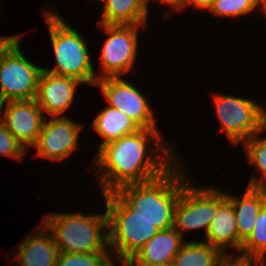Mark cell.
<instances>
[{
    "instance_id": "obj_1",
    "label": "cell",
    "mask_w": 266,
    "mask_h": 266,
    "mask_svg": "<svg viewBox=\"0 0 266 266\" xmlns=\"http://www.w3.org/2000/svg\"><path fill=\"white\" fill-rule=\"evenodd\" d=\"M159 134L157 129H140L99 148L96 165L101 170L98 179L103 194L115 192L124 185L152 181L173 166L176 155L171 152L172 149L169 150L170 147L161 145ZM151 140H156V147L164 152V160L161 161V157L154 158L152 149L149 153L146 151V144Z\"/></svg>"
},
{
    "instance_id": "obj_2",
    "label": "cell",
    "mask_w": 266,
    "mask_h": 266,
    "mask_svg": "<svg viewBox=\"0 0 266 266\" xmlns=\"http://www.w3.org/2000/svg\"><path fill=\"white\" fill-rule=\"evenodd\" d=\"M178 163L162 176L146 182L119 187L115 193L137 215L152 222L159 230L172 228L174 211L182 188L185 171H179ZM174 169V170H173Z\"/></svg>"
},
{
    "instance_id": "obj_3",
    "label": "cell",
    "mask_w": 266,
    "mask_h": 266,
    "mask_svg": "<svg viewBox=\"0 0 266 266\" xmlns=\"http://www.w3.org/2000/svg\"><path fill=\"white\" fill-rule=\"evenodd\" d=\"M44 219L43 223L52 232L59 252L109 253L106 249L109 245L106 212L104 215L55 213Z\"/></svg>"
},
{
    "instance_id": "obj_4",
    "label": "cell",
    "mask_w": 266,
    "mask_h": 266,
    "mask_svg": "<svg viewBox=\"0 0 266 266\" xmlns=\"http://www.w3.org/2000/svg\"><path fill=\"white\" fill-rule=\"evenodd\" d=\"M108 215L109 247L120 265L128 262L159 229L140 217L115 192L103 194Z\"/></svg>"
},
{
    "instance_id": "obj_5",
    "label": "cell",
    "mask_w": 266,
    "mask_h": 266,
    "mask_svg": "<svg viewBox=\"0 0 266 266\" xmlns=\"http://www.w3.org/2000/svg\"><path fill=\"white\" fill-rule=\"evenodd\" d=\"M48 22V30L56 58V66L43 70L62 76L73 77L83 84H94L97 75L94 73L86 41L60 18L58 13L43 15Z\"/></svg>"
},
{
    "instance_id": "obj_6",
    "label": "cell",
    "mask_w": 266,
    "mask_h": 266,
    "mask_svg": "<svg viewBox=\"0 0 266 266\" xmlns=\"http://www.w3.org/2000/svg\"><path fill=\"white\" fill-rule=\"evenodd\" d=\"M218 120L232 143L246 141L266 126V111L252 100L213 95Z\"/></svg>"
},
{
    "instance_id": "obj_7",
    "label": "cell",
    "mask_w": 266,
    "mask_h": 266,
    "mask_svg": "<svg viewBox=\"0 0 266 266\" xmlns=\"http://www.w3.org/2000/svg\"><path fill=\"white\" fill-rule=\"evenodd\" d=\"M42 72L26 59L18 42L0 60V114L6 101L35 99Z\"/></svg>"
},
{
    "instance_id": "obj_8",
    "label": "cell",
    "mask_w": 266,
    "mask_h": 266,
    "mask_svg": "<svg viewBox=\"0 0 266 266\" xmlns=\"http://www.w3.org/2000/svg\"><path fill=\"white\" fill-rule=\"evenodd\" d=\"M109 34L101 51L103 74L97 80L120 77L130 71L137 54L138 28L141 25L99 24Z\"/></svg>"
},
{
    "instance_id": "obj_9",
    "label": "cell",
    "mask_w": 266,
    "mask_h": 266,
    "mask_svg": "<svg viewBox=\"0 0 266 266\" xmlns=\"http://www.w3.org/2000/svg\"><path fill=\"white\" fill-rule=\"evenodd\" d=\"M218 209V190L212 188H191L185 185L180 193L174 211L173 228L183 237L185 230L205 227L207 233Z\"/></svg>"
},
{
    "instance_id": "obj_10",
    "label": "cell",
    "mask_w": 266,
    "mask_h": 266,
    "mask_svg": "<svg viewBox=\"0 0 266 266\" xmlns=\"http://www.w3.org/2000/svg\"><path fill=\"white\" fill-rule=\"evenodd\" d=\"M109 106L129 116L141 129H157L156 119L144 95L132 84L120 77L97 80Z\"/></svg>"
},
{
    "instance_id": "obj_11",
    "label": "cell",
    "mask_w": 266,
    "mask_h": 266,
    "mask_svg": "<svg viewBox=\"0 0 266 266\" xmlns=\"http://www.w3.org/2000/svg\"><path fill=\"white\" fill-rule=\"evenodd\" d=\"M52 118L43 122L38 140L33 147L38 150L36 156L60 161L70 156L77 147L82 126L66 116Z\"/></svg>"
},
{
    "instance_id": "obj_12",
    "label": "cell",
    "mask_w": 266,
    "mask_h": 266,
    "mask_svg": "<svg viewBox=\"0 0 266 266\" xmlns=\"http://www.w3.org/2000/svg\"><path fill=\"white\" fill-rule=\"evenodd\" d=\"M3 115L0 120L25 149L36 144L46 116L35 99L7 101Z\"/></svg>"
},
{
    "instance_id": "obj_13",
    "label": "cell",
    "mask_w": 266,
    "mask_h": 266,
    "mask_svg": "<svg viewBox=\"0 0 266 266\" xmlns=\"http://www.w3.org/2000/svg\"><path fill=\"white\" fill-rule=\"evenodd\" d=\"M80 83L82 82L73 77L43 70L35 101L43 112H47L51 117L62 116V113L74 102L76 87Z\"/></svg>"
},
{
    "instance_id": "obj_14",
    "label": "cell",
    "mask_w": 266,
    "mask_h": 266,
    "mask_svg": "<svg viewBox=\"0 0 266 266\" xmlns=\"http://www.w3.org/2000/svg\"><path fill=\"white\" fill-rule=\"evenodd\" d=\"M183 244L182 236L173 227L159 230L123 266H172Z\"/></svg>"
},
{
    "instance_id": "obj_15",
    "label": "cell",
    "mask_w": 266,
    "mask_h": 266,
    "mask_svg": "<svg viewBox=\"0 0 266 266\" xmlns=\"http://www.w3.org/2000/svg\"><path fill=\"white\" fill-rule=\"evenodd\" d=\"M206 234L207 244L218 248L223 253L226 246L238 250V230L232 202L226 192L218 189V209Z\"/></svg>"
},
{
    "instance_id": "obj_16",
    "label": "cell",
    "mask_w": 266,
    "mask_h": 266,
    "mask_svg": "<svg viewBox=\"0 0 266 266\" xmlns=\"http://www.w3.org/2000/svg\"><path fill=\"white\" fill-rule=\"evenodd\" d=\"M44 227L46 230L40 229L38 236L32 233L34 237L27 236L25 241L17 246L18 266H56L60 252L52 232L45 225Z\"/></svg>"
},
{
    "instance_id": "obj_17",
    "label": "cell",
    "mask_w": 266,
    "mask_h": 266,
    "mask_svg": "<svg viewBox=\"0 0 266 266\" xmlns=\"http://www.w3.org/2000/svg\"><path fill=\"white\" fill-rule=\"evenodd\" d=\"M227 198L232 202L238 230V252L242 243L248 238L256 223L261 208L266 204V192L263 188L247 187L241 199Z\"/></svg>"
},
{
    "instance_id": "obj_18",
    "label": "cell",
    "mask_w": 266,
    "mask_h": 266,
    "mask_svg": "<svg viewBox=\"0 0 266 266\" xmlns=\"http://www.w3.org/2000/svg\"><path fill=\"white\" fill-rule=\"evenodd\" d=\"M104 11L98 24L145 25L148 4L145 0H104Z\"/></svg>"
},
{
    "instance_id": "obj_19",
    "label": "cell",
    "mask_w": 266,
    "mask_h": 266,
    "mask_svg": "<svg viewBox=\"0 0 266 266\" xmlns=\"http://www.w3.org/2000/svg\"><path fill=\"white\" fill-rule=\"evenodd\" d=\"M93 127L104 138L100 147L110 141L137 132L141 128L122 111L110 106L104 108L94 119Z\"/></svg>"
},
{
    "instance_id": "obj_20",
    "label": "cell",
    "mask_w": 266,
    "mask_h": 266,
    "mask_svg": "<svg viewBox=\"0 0 266 266\" xmlns=\"http://www.w3.org/2000/svg\"><path fill=\"white\" fill-rule=\"evenodd\" d=\"M231 255L205 242L184 243L173 259L172 266H222Z\"/></svg>"
},
{
    "instance_id": "obj_21",
    "label": "cell",
    "mask_w": 266,
    "mask_h": 266,
    "mask_svg": "<svg viewBox=\"0 0 266 266\" xmlns=\"http://www.w3.org/2000/svg\"><path fill=\"white\" fill-rule=\"evenodd\" d=\"M237 258L262 260L266 253V204L257 215L256 223L248 238L242 243Z\"/></svg>"
},
{
    "instance_id": "obj_22",
    "label": "cell",
    "mask_w": 266,
    "mask_h": 266,
    "mask_svg": "<svg viewBox=\"0 0 266 266\" xmlns=\"http://www.w3.org/2000/svg\"><path fill=\"white\" fill-rule=\"evenodd\" d=\"M266 129V126L249 139L244 141V147L247 151L249 162L256 164L258 171H262L261 179L258 181L255 176L251 179L248 187L263 188L266 186V137L259 138V133Z\"/></svg>"
},
{
    "instance_id": "obj_23",
    "label": "cell",
    "mask_w": 266,
    "mask_h": 266,
    "mask_svg": "<svg viewBox=\"0 0 266 266\" xmlns=\"http://www.w3.org/2000/svg\"><path fill=\"white\" fill-rule=\"evenodd\" d=\"M109 254L60 252L56 266H114Z\"/></svg>"
},
{
    "instance_id": "obj_24",
    "label": "cell",
    "mask_w": 266,
    "mask_h": 266,
    "mask_svg": "<svg viewBox=\"0 0 266 266\" xmlns=\"http://www.w3.org/2000/svg\"><path fill=\"white\" fill-rule=\"evenodd\" d=\"M260 0H216L209 11L216 16L238 17L252 12Z\"/></svg>"
},
{
    "instance_id": "obj_25",
    "label": "cell",
    "mask_w": 266,
    "mask_h": 266,
    "mask_svg": "<svg viewBox=\"0 0 266 266\" xmlns=\"http://www.w3.org/2000/svg\"><path fill=\"white\" fill-rule=\"evenodd\" d=\"M25 152H27L26 149L0 120V154L20 160Z\"/></svg>"
},
{
    "instance_id": "obj_26",
    "label": "cell",
    "mask_w": 266,
    "mask_h": 266,
    "mask_svg": "<svg viewBox=\"0 0 266 266\" xmlns=\"http://www.w3.org/2000/svg\"><path fill=\"white\" fill-rule=\"evenodd\" d=\"M20 36L0 37V60L19 42Z\"/></svg>"
},
{
    "instance_id": "obj_27",
    "label": "cell",
    "mask_w": 266,
    "mask_h": 266,
    "mask_svg": "<svg viewBox=\"0 0 266 266\" xmlns=\"http://www.w3.org/2000/svg\"><path fill=\"white\" fill-rule=\"evenodd\" d=\"M253 260L255 264H260V266H266L265 259ZM261 262V263H260ZM222 266H252V259H240L237 257H228L222 264Z\"/></svg>"
},
{
    "instance_id": "obj_28",
    "label": "cell",
    "mask_w": 266,
    "mask_h": 266,
    "mask_svg": "<svg viewBox=\"0 0 266 266\" xmlns=\"http://www.w3.org/2000/svg\"><path fill=\"white\" fill-rule=\"evenodd\" d=\"M216 0H180L175 9L183 10L186 5H195L198 8L210 9Z\"/></svg>"
},
{
    "instance_id": "obj_29",
    "label": "cell",
    "mask_w": 266,
    "mask_h": 266,
    "mask_svg": "<svg viewBox=\"0 0 266 266\" xmlns=\"http://www.w3.org/2000/svg\"><path fill=\"white\" fill-rule=\"evenodd\" d=\"M159 1H162L163 3H165L167 5H171L172 8H174V9L178 5V3L180 2V0H159ZM145 2L148 4L149 0H145Z\"/></svg>"
},
{
    "instance_id": "obj_30",
    "label": "cell",
    "mask_w": 266,
    "mask_h": 266,
    "mask_svg": "<svg viewBox=\"0 0 266 266\" xmlns=\"http://www.w3.org/2000/svg\"><path fill=\"white\" fill-rule=\"evenodd\" d=\"M261 1V4H262V11H263V13H265L266 14V0H260Z\"/></svg>"
}]
</instances>
